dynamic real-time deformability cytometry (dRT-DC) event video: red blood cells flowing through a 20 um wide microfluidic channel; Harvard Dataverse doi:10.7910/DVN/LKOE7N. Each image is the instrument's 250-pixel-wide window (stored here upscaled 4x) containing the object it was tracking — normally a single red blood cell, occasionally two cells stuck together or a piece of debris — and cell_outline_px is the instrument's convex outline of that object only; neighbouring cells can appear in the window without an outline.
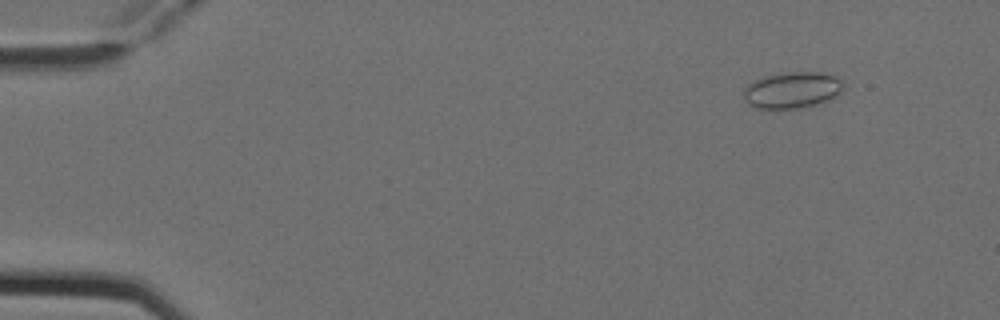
{"species": "Egyptian fruit bat (a non-hibernating species)", "species_latin": "Rousettus aegyptiacus", "temperature_condition": "cold", "stored_images_in_passage": 5, "camera_frame_rate_fps": 3000, "um_per_image_px": 0.085, "animal": {"sex": "female"}, "frame": {"image": 1, "passage_image": 2, "time_ms": 0.333, "image_size_px": [1000, 320], "cell_outline_px": [[844, 88], [836, 96], [828, 100], [816, 104], [800, 108], [756, 108], [748, 104], [744, 100], [744, 88], [748, 84], [756, 80], [768, 76], [792, 72], [824, 72], [836, 76], [844, 80]], "centroid_in_image_um": [67.39, 7.65], "position_along_channel_um": 17.6, "area_um2": 21.1}}